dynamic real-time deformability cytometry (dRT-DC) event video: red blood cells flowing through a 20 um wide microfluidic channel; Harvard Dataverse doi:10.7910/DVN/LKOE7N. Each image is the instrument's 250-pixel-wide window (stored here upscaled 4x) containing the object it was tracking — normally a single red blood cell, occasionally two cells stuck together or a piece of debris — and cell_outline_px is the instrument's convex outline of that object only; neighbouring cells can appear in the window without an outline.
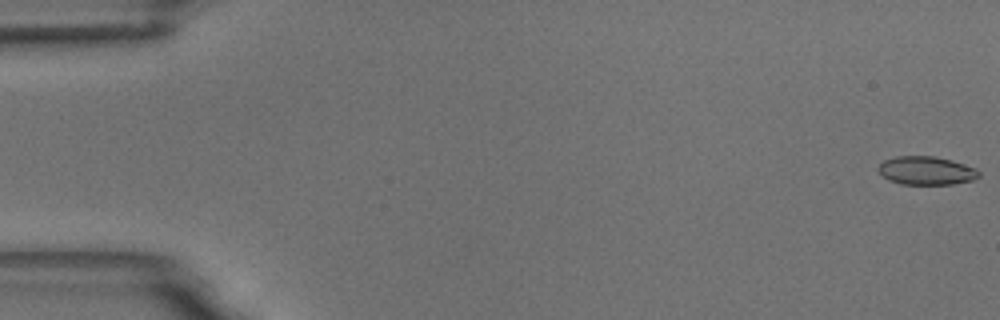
{"species": "common noctule bat (a hibernating species)", "species_latin": "Nyctalus noctula", "temperature_condition": "room temperature", "stored_images_in_passage": 59, "camera_frame_rate_fps": 3000, "um_per_image_px": 0.085, "animal": {"sex": "male", "body_mass_g": 18.8}, "frame": {"image": 1, "passage_image": 1, "time_ms": 0.0, "image_size_px": [1000, 320], "cell_outline_px": [[980, 176], [972, 180], [952, 184], [900, 184], [888, 180], [876, 168], [884, 160], [896, 156], [936, 156], [952, 160], [976, 168], [980, 172]], "centroid_in_image_um": [78.74, 14.5], "position_along_channel_um": 6.3, "area_um2": 16.7}}
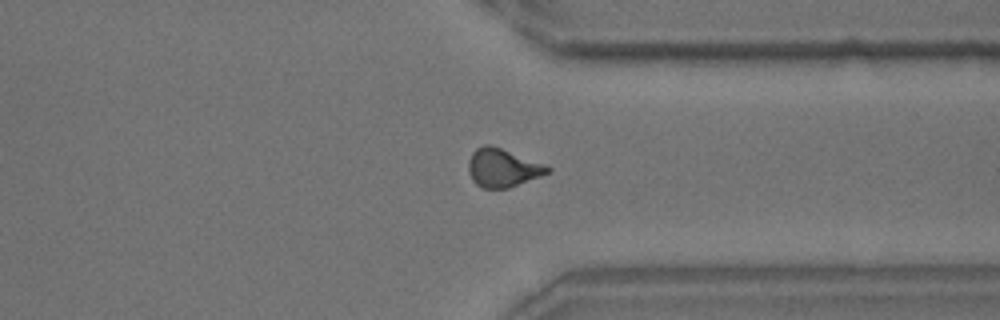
{"frame": {"image": 2, "passage_image": 45, "time_ms": 14.667, "image_size_px": [1000, 320], "cell_outline_px": [[552, 172], [508, 188], [484, 188], [476, 184], [472, 180], [468, 168], [468, 160], [472, 152], [476, 148], [484, 144], [488, 144], [500, 148], [544, 164], [552, 168]], "centroid_in_image_um": [42.72, 14.27], "position_along_channel_um": 368.7, "area_um2": 17.57}}
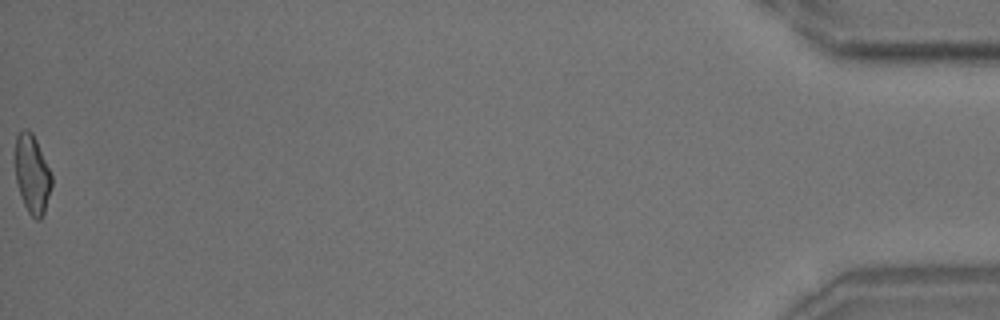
{"frame": {"image": 3, "passage_image": 59, "time_ms": 19.333, "image_size_px": [1000, 320], "cell_outline_px": [[52, 184], [44, 212], [40, 220], [36, 220], [28, 212], [24, 204], [16, 180], [12, 156], [16, 136], [24, 128], [28, 128], [32, 132], [36, 140], [52, 176]], "centroid_in_image_um": [2.68, 14.75], "position_along_channel_um": 432.5, "area_um2": 16.99}, "authors_computed_cell_mechanics": {"area_um2": 17.1088, "velocity_mm_per_s": 3.4916, "shape_relaxation_time_tau1_ms": 7.5243, "shape_relaxation_time_tau2_ms": 2.4904, "deformation_change_tau1": 0.178, "deformation_change_tau2": 0.0799}}